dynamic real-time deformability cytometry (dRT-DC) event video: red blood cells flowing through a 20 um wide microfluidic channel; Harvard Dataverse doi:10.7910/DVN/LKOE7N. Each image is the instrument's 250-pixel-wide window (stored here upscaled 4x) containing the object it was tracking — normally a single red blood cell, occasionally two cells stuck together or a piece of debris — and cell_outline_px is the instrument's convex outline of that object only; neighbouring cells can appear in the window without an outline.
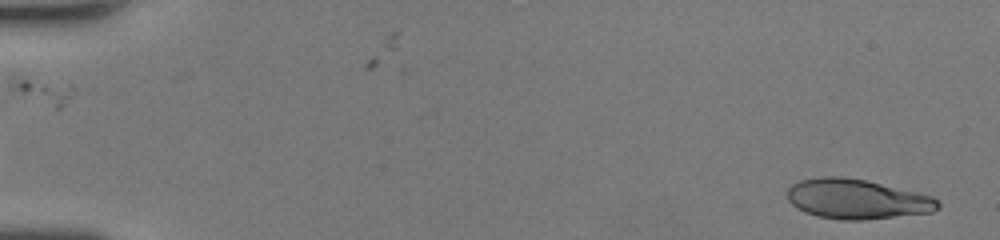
{"species": "human", "species_latin": "Homo sapiens", "temperature_condition": "room temperature", "stored_images_in_passage": 45, "camera_frame_rate_fps": 3000, "um_per_image_px": 0.085, "donor": {"sex": "female"}, "frame": {"image": 1, "passage_image": 1, "time_ms": 0.0, "image_size_px": [1000, 240], "cell_outline_px": [[940, 208], [932, 212], [860, 220], [840, 220], [820, 216], [804, 212], [796, 208], [788, 200], [788, 188], [792, 184], [800, 180], [820, 176], [844, 176], [864, 180], [932, 196], [940, 200]], "centroid_in_image_um": [72.82, 16.91], "position_along_channel_um": 12.2, "area_um2": 34.8}}
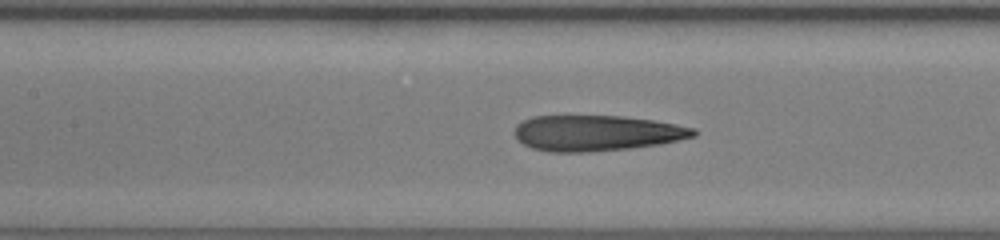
{"frame": {"image": 2, "passage_image": 25, "time_ms": 8.0, "image_size_px": [1000, 240], "cell_outline_px": [[696, 136], [660, 144], [628, 148], [588, 152], [552, 152], [532, 148], [524, 144], [516, 136], [516, 124], [520, 120], [532, 116], [624, 116], [652, 120], [676, 124], [696, 128]], "centroid_in_image_um": [50.71, 11.3], "position_along_channel_um": 156.7, "area_um2": 37.17}}
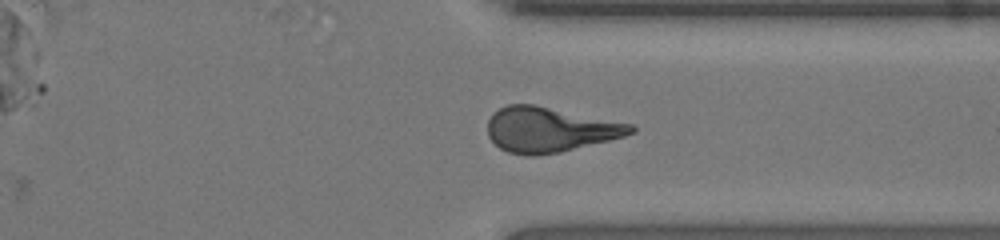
{"frame": {"image": 3, "passage_image": 40, "time_ms": 13.0, "image_size_px": [1000, 240], "cell_outline_px": [[636, 132], [624, 136], [560, 152], [532, 156], [528, 156], [508, 152], [500, 148], [488, 136], [488, 120], [492, 112], [508, 104], [532, 104], [632, 124], [636, 128]], "centroid_in_image_um": [46.7, 11.01], "position_along_channel_um": 364.7, "area_um2": 37.22}, "authors_computed_cell_mechanics": {"area_um2": 36.992, "velocity_mm_per_s": 4.0839, "shape_relaxation_time_tau1_ms": null, "shape_relaxation_time_tau2_ms": 1.7832, "deformation_change_tau1": null, "deformation_change_tau2": 0.1216}}